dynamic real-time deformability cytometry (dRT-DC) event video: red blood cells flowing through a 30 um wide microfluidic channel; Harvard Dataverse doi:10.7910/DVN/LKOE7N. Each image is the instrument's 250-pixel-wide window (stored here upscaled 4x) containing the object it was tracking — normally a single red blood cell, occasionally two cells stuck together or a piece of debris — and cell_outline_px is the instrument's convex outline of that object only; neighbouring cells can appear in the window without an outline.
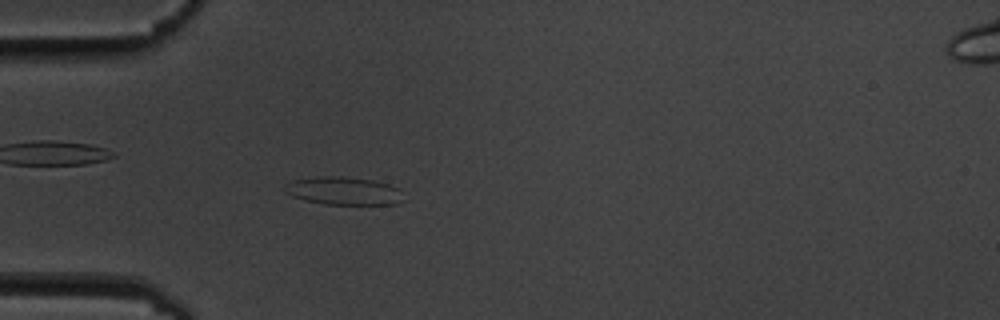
{"species": "common noctule bat (a hibernating species)", "species_latin": "Nyctalus noctula", "temperature_condition": "cold", "stored_images_in_passage": 6, "camera_frame_rate_fps": 3000, "um_per_image_px": 0.085, "animal": {"sex": "male", "body_mass_g": 19.5, "forearm_length_mm": 54.6}, "frame": {"image": 1, "passage_image": 6, "time_ms": 5.667, "image_size_px": [1000, 320], "cell_outline_px": [[396, 204], [324, 204], [304, 200], [292, 196], [284, 192], [284, 184], [292, 180], [320, 176], [340, 176], [372, 180], [388, 184], [396, 188]], "centroid_in_image_um": [29.02, 16.21], "position_along_channel_um": 56.0, "area_um2": 18.79}}